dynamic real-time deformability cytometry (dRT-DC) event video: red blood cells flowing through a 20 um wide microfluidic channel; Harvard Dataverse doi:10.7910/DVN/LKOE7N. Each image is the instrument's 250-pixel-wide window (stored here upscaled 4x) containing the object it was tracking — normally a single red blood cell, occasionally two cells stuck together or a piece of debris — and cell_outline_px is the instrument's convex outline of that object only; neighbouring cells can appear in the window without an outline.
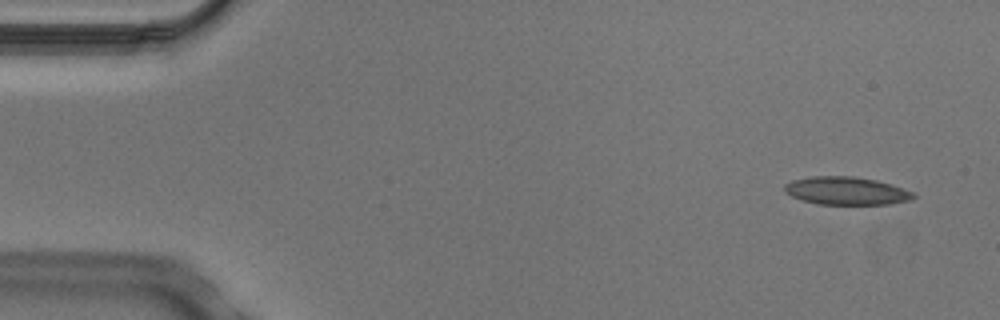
{"species": "Egyptian fruit bat (a non-hibernating species)", "species_latin": "Rousettus aegyptiacus", "temperature_condition": "cold", "stored_images_in_passage": 7, "camera_frame_rate_fps": 3000, "um_per_image_px": 0.085, "animal": {"sex": "male"}, "frame": {"image": 1, "passage_image": 1, "time_ms": 0.0, "image_size_px": [1000, 320], "cell_outline_px": [[916, 196], [912, 200], [892, 204], [816, 204], [792, 196], [784, 192], [784, 184], [792, 180], [812, 176], [852, 176], [876, 180], [892, 184], [912, 192]], "centroid_in_image_um": [71.94, 16.22], "position_along_channel_um": 13.1, "area_um2": 21.04}}
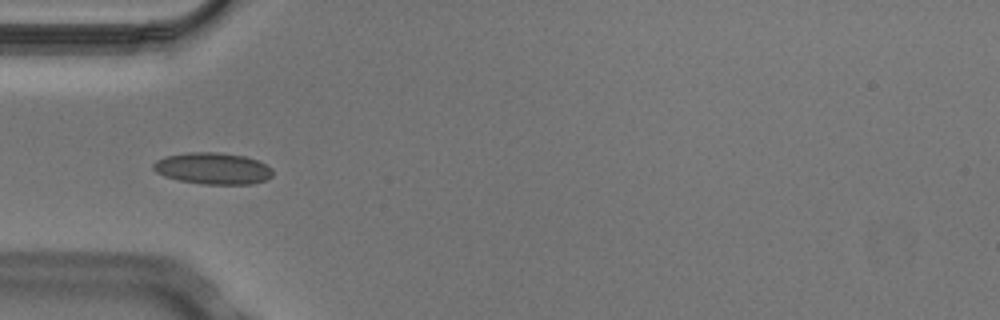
{"frame": {"image": 2, "passage_image": 6, "time_ms": 1.667, "image_size_px": [1000, 320], "cell_outline_px": [[272, 176], [264, 180], [252, 184], [200, 184], [180, 180], [164, 176], [156, 172], [152, 168], [152, 164], [156, 160], [164, 156], [188, 152], [216, 152], [244, 156], [256, 160], [272, 168]], "centroid_in_image_um": [18.05, 14.31], "position_along_channel_um": 67.0, "area_um2": 21.96}}